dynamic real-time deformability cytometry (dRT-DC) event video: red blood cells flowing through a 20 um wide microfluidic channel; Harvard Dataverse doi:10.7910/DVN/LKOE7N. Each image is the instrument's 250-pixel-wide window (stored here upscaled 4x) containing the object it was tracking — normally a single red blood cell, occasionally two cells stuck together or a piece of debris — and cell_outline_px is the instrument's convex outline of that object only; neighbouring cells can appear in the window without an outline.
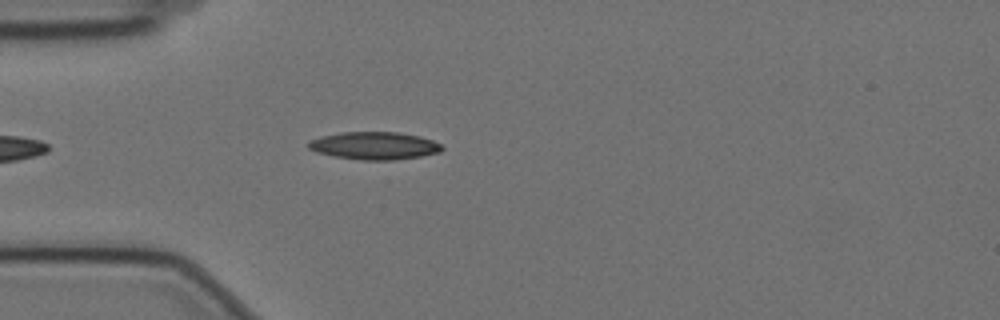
{"species": "Egyptian fruit bat (a non-hibernating species)", "species_latin": "Rousettus aegyptiacus", "temperature_condition": "cold", "stored_images_in_passage": 10, "camera_frame_rate_fps": 3000, "um_per_image_px": 0.085, "animal": {"sex": "female"}, "frame": {"image": 1, "passage_image": 6, "time_ms": 1.667, "image_size_px": [1000, 320], "cell_outline_px": [[444, 148], [440, 152], [420, 156], [396, 160], [364, 160], [336, 156], [316, 152], [308, 148], [308, 140], [320, 136], [340, 132], [400, 132], [420, 136], [432, 140], [440, 144]], "centroid_in_image_um": [31.81, 12.37], "position_along_channel_um": 53.2, "area_um2": 21.56}}
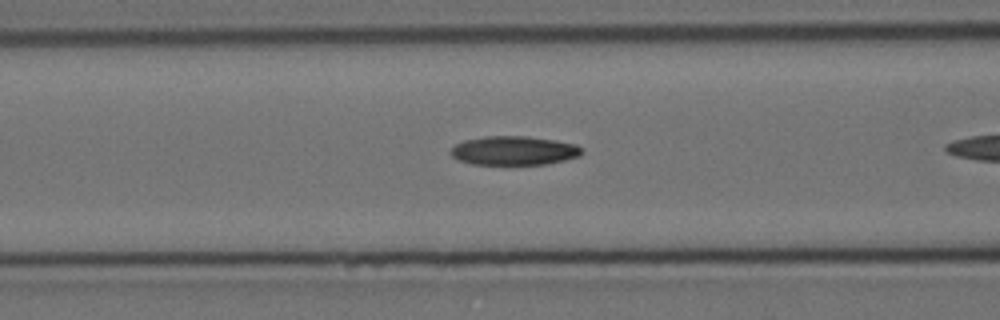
{"frame": {"image": 2, "passage_image": 9, "time_ms": 2.667, "image_size_px": [1000, 320], "cell_outline_px": [[584, 152], [580, 156], [564, 160], [544, 164], [472, 164], [460, 160], [452, 156], [448, 152], [456, 144], [464, 140], [484, 136], [524, 136], [556, 140], [576, 144], [584, 148]], "centroid_in_image_um": [43.71, 12.79], "position_along_channel_um": 122.9, "area_um2": 22.2}}